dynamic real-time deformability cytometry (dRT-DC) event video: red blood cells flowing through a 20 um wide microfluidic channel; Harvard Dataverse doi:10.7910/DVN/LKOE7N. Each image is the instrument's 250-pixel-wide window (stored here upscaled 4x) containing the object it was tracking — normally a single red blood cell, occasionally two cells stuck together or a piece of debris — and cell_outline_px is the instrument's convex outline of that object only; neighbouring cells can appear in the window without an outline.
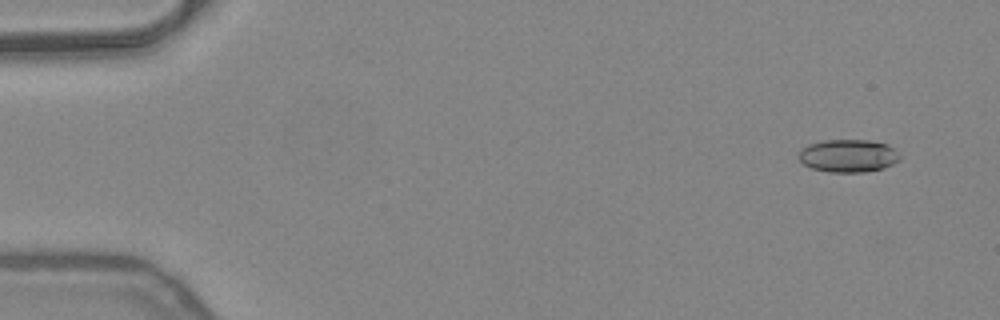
{"species": "common noctule bat (a hibernating species)", "species_latin": "Nyctalus noctula", "temperature_condition": "warm", "stored_images_in_passage": 5, "camera_frame_rate_fps": 3000, "um_per_image_px": 0.085, "animal": {"sex": "female", "body_mass_g": 24.6, "forearm_length_mm": 56.2}, "frame": {"image": 1, "passage_image": 1, "time_ms": 0.0, "image_size_px": [1000, 320], "cell_outline_px": [[900, 160], [884, 168], [864, 172], [828, 172], [812, 168], [804, 164], [800, 160], [800, 148], [808, 144], [824, 140], [868, 140], [888, 144], [900, 156]], "centroid_in_image_um": [72.09, 13.24], "position_along_channel_um": 12.9, "area_um2": 19.31}}